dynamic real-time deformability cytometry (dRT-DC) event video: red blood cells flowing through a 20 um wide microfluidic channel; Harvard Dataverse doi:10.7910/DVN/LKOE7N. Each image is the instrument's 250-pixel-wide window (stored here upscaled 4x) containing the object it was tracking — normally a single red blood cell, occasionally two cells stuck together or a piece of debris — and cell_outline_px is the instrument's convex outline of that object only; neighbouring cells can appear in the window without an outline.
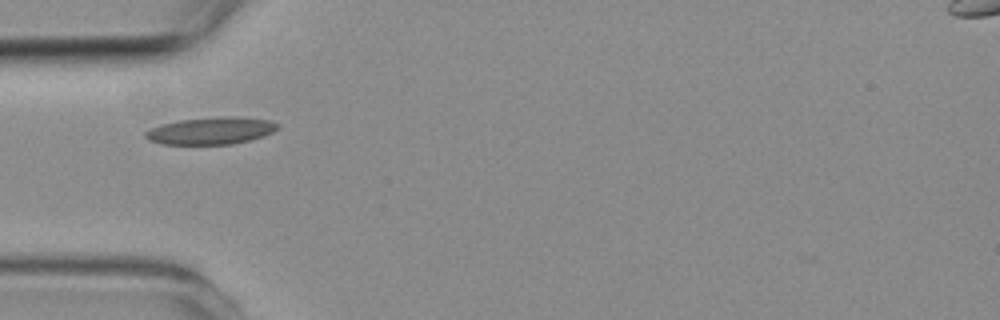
{"species": "common noctule bat (a hibernating species)", "species_latin": "Nyctalus noctula", "temperature_condition": "room temperature", "stored_images_in_passage": 4, "camera_frame_rate_fps": 3000, "um_per_image_px": 0.085, "animal": {"sex": "female", "body_mass_g": 19.3, "forearm_length_mm": 54.1}, "frame": {"image": 1, "passage_image": 3, "time_ms": 2.333, "image_size_px": [1000, 320], "cell_outline_px": [[280, 128], [272, 132], [248, 140], [232, 144], [160, 144], [148, 140], [144, 136], [144, 132], [160, 124], [180, 120], [224, 116], [240, 116], [272, 120], [280, 124]], "centroid_in_image_um": [17.94, 11.1], "position_along_channel_um": 67.1, "area_um2": 21.04}}